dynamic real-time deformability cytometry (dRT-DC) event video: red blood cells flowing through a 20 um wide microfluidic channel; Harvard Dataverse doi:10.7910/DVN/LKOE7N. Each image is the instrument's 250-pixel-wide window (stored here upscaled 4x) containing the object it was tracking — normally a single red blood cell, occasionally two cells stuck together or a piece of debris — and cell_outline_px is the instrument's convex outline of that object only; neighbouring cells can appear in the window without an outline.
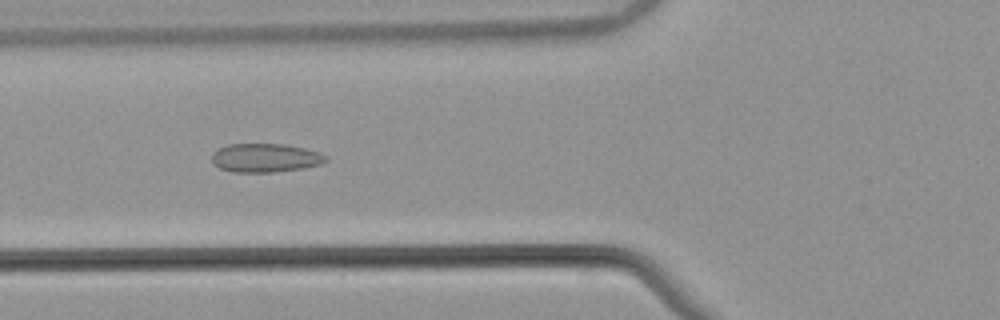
{"species": "common noctule bat (a hibernating species)", "species_latin": "Nyctalus noctula", "temperature_condition": "warm", "stored_images_in_passage": 54, "camera_frame_rate_fps": 3000, "um_per_image_px": 0.085, "animal": {"sex": "male", "body_mass_g": 21.5, "forearm_length_mm": 52.0}, "frame": {"image": 1, "passage_image": 21, "time_ms": 6.667, "image_size_px": [1000, 320], "cell_outline_px": [[328, 160], [324, 164], [304, 168], [272, 172], [232, 172], [220, 168], [212, 164], [212, 152], [228, 144], [284, 144], [304, 148], [320, 152], [328, 156]], "centroid_in_image_um": [22.58, 13.42], "position_along_channel_um": 103.2, "area_um2": 19.31}}
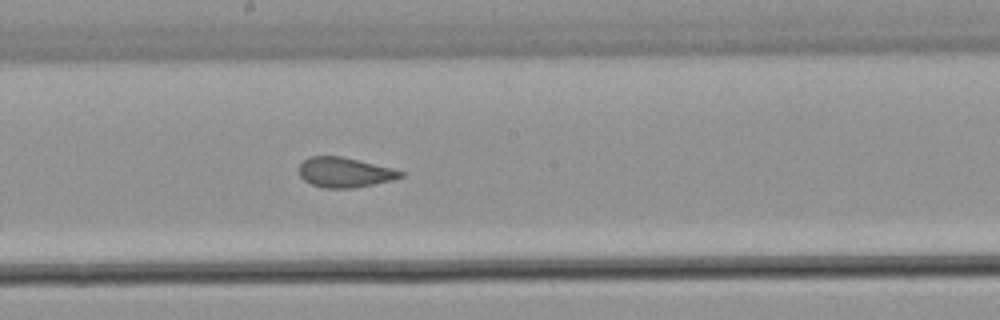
{"frame": {"image": 2, "passage_image": 30, "time_ms": 9.667, "image_size_px": [1000, 320], "cell_outline_px": [[404, 176], [392, 180], [352, 188], [324, 188], [312, 184], [304, 180], [300, 176], [300, 164], [308, 156], [340, 156], [392, 168], [404, 172]], "centroid_in_image_um": [29.29, 14.65], "position_along_channel_um": 218.9, "area_um2": 17.51}}
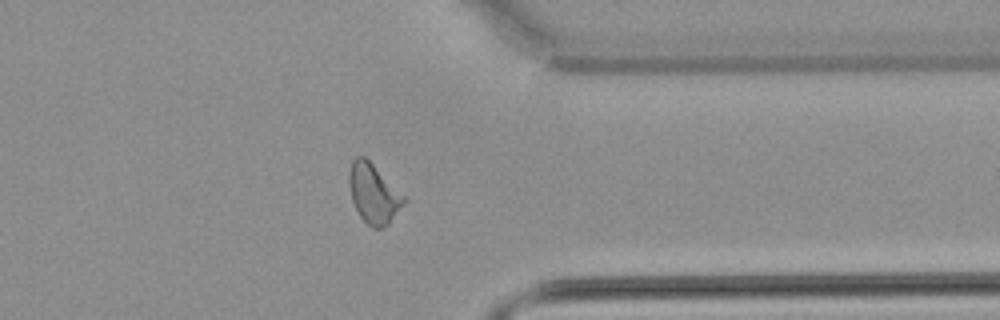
{"frame": {"image": 3, "passage_image": 43, "time_ms": 14.0, "image_size_px": [1000, 320], "cell_outline_px": [[408, 200], [388, 224], [380, 228], [372, 228], [360, 216], [352, 200], [348, 184], [348, 180], [352, 160], [356, 156], [364, 156], [408, 196]], "centroid_in_image_um": [31.8, 16.44], "position_along_channel_um": 379.6, "area_um2": 19.25}, "authors_computed_cell_mechanics": {"area_um2": 19.1029, "velocity_mm_per_s": 3.8497, "shape_relaxation_time_tau1_ms": null, "shape_relaxation_time_tau2_ms": 1.1077, "deformation_change_tau1": null, "deformation_change_tau2": 0.079}}